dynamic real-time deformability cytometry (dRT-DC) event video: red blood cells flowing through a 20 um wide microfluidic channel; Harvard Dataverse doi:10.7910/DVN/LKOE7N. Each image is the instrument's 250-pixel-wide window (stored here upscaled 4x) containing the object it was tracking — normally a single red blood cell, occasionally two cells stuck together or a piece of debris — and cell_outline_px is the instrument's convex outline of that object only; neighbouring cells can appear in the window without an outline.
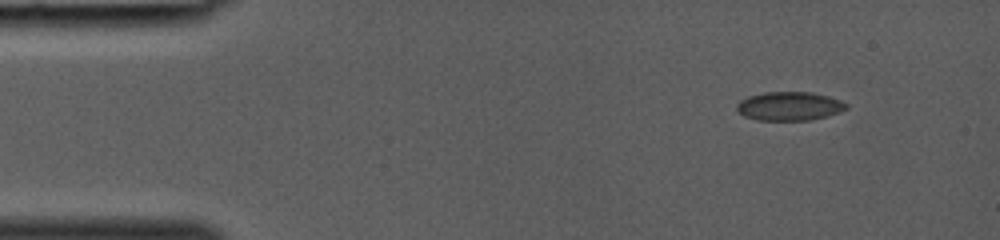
{"species": "common noctule bat (a hibernating species)", "species_latin": "Nyctalus noctula", "temperature_condition": "room temperature", "stored_images_in_passage": 36, "camera_frame_rate_fps": 3000, "um_per_image_px": 0.085, "animal": {"sex": "female", "body_mass_g": 19.0, "forearm_length_mm": 53.3}, "frame": {"image": 1, "passage_image": 3, "time_ms": 0.667, "image_size_px": [1000, 240], "cell_outline_px": [[848, 108], [840, 112], [828, 116], [808, 120], [756, 120], [744, 116], [736, 108], [736, 104], [740, 100], [748, 96], [764, 92], [812, 92], [828, 96], [840, 100], [848, 104]], "centroid_in_image_um": [67.1, 9.02], "position_along_channel_um": 17.9, "area_um2": 18.44}}
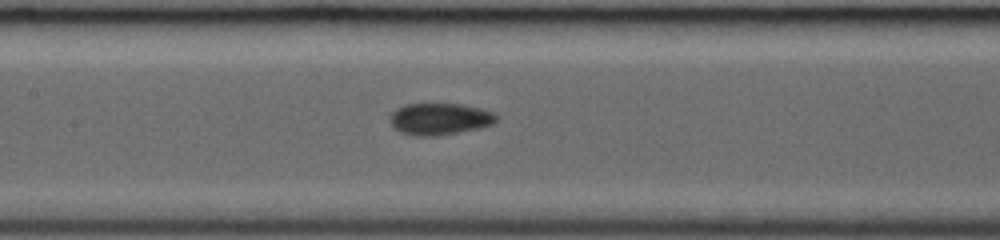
{"frame": {"image": 2, "passage_image": 17, "time_ms": 5.333, "image_size_px": [1000, 240], "cell_outline_px": [[500, 116], [492, 124], [480, 128], [436, 136], [416, 136], [400, 132], [392, 128], [392, 112], [396, 108], [408, 104], [460, 104], [480, 108], [492, 112]], "centroid_in_image_um": [37.39, 10.12], "position_along_channel_um": 170.0, "area_um2": 19.59}}
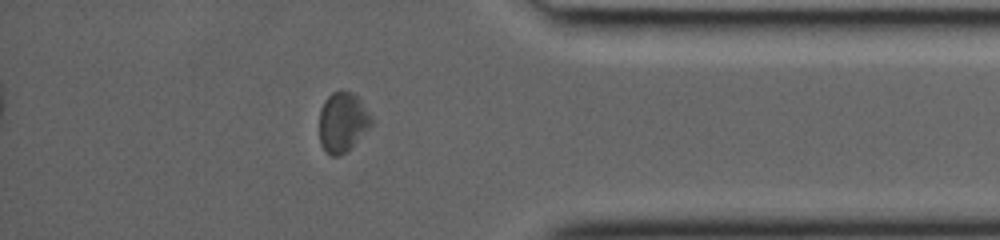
{"frame": {"image": 3, "passage_image": 31, "time_ms": 10.0, "image_size_px": [1000, 240], "cell_outline_px": [[376, 120], [340, 156], [332, 156], [320, 144], [320, 108], [324, 100], [332, 92], [352, 92], [360, 100]], "centroid_in_image_um": [29.13, 10.35], "position_along_channel_um": 406.1, "area_um2": 17.8}}